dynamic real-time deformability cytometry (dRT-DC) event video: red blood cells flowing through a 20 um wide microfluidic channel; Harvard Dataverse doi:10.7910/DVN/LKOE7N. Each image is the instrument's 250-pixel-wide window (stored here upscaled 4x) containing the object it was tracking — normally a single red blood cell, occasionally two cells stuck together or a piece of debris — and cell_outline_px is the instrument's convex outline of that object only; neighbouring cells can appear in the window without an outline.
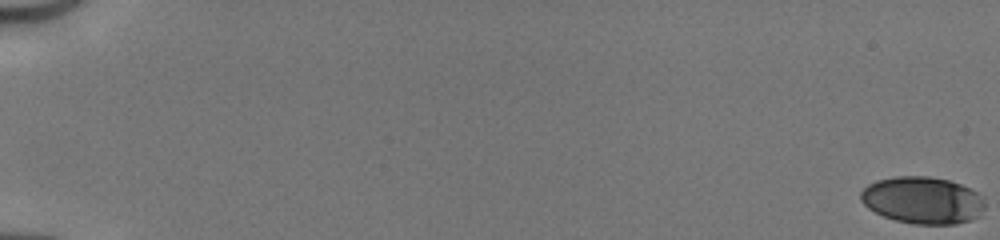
{"species": "human", "species_latin": "Homo sapiens", "temperature_condition": "cold", "stored_images_in_passage": 52, "camera_frame_rate_fps": 3000, "um_per_image_px": 0.085, "donor": {"sex": "male"}, "frame": {"image": 1, "passage_image": 1, "time_ms": 0.0, "image_size_px": [1000, 240], "cell_outline_px": [[984, 208], [980, 216], [972, 220], [956, 224], [912, 224], [896, 220], [884, 216], [868, 208], [860, 200], [860, 192], [868, 184], [876, 180], [896, 176], [928, 176], [948, 180], [960, 184], [984, 196]], "centroid_in_image_um": [78.43, 17.02], "position_along_channel_um": 6.6, "area_um2": 34.22}}
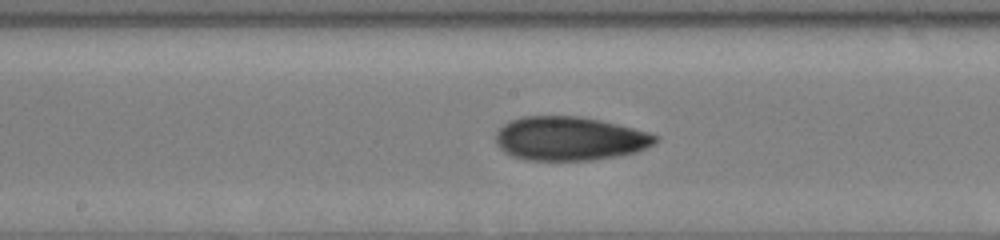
{"frame": {"image": 2, "passage_image": 30, "time_ms": 9.667, "image_size_px": [1000, 240], "cell_outline_px": [[660, 140], [636, 152], [616, 156], [592, 160], [528, 160], [512, 156], [504, 152], [496, 144], [496, 132], [508, 120], [524, 116], [580, 116], [600, 120], [648, 132], [660, 136]], "centroid_in_image_um": [48.4, 11.77], "position_along_channel_um": 199.8, "area_um2": 40.81}}
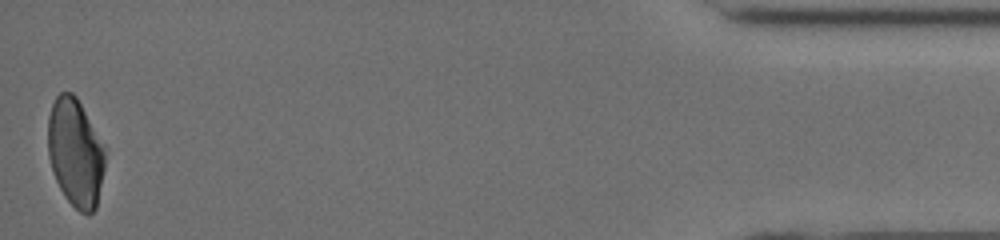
{"frame": {"image": 3, "passage_image": 52, "time_ms": 17.0, "image_size_px": [1000, 240], "cell_outline_px": [[104, 168], [96, 208], [88, 216], [80, 212], [64, 196], [56, 180], [48, 156], [48, 116], [52, 104], [56, 96], [60, 92], [72, 92], [76, 96], [104, 144]], "centroid_in_image_um": [6.4, 12.97], "position_along_channel_um": 428.8, "area_um2": 35.89}, "authors_computed_cell_mechanics": {"area_um2": 37.5989, "velocity_mm_per_s": 4.1656, "shape_relaxation_time_tau1_ms": 6.0373, "shape_relaxation_time_tau2_ms": 3.3863, "deformation_change_tau1": 0.1684, "deformation_change_tau2": 0.1014}}